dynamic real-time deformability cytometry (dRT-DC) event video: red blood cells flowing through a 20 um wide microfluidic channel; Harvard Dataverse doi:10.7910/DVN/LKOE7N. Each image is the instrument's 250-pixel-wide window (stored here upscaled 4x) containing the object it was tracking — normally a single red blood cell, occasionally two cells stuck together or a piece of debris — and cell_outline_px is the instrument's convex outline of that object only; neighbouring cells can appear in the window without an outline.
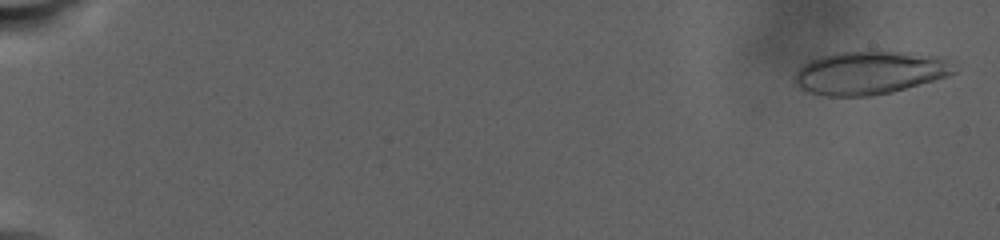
{"species": "human", "species_latin": "Homo sapiens", "temperature_condition": "warm", "stored_images_in_passage": 87, "camera_frame_rate_fps": 3000, "um_per_image_px": 0.085, "donor": {"sex": "male"}, "frame": {"image": 1, "passage_image": 3, "time_ms": 0.667, "image_size_px": [1000, 240], "cell_outline_px": [[956, 72], [948, 76], [892, 92], [872, 96], [828, 96], [812, 92], [800, 88], [796, 84], [796, 72], [808, 60], [820, 56], [836, 52], [876, 48], [940, 56]], "centroid_in_image_um": [73.91, 6.13], "position_along_channel_um": 11.1, "area_um2": 40.63}}
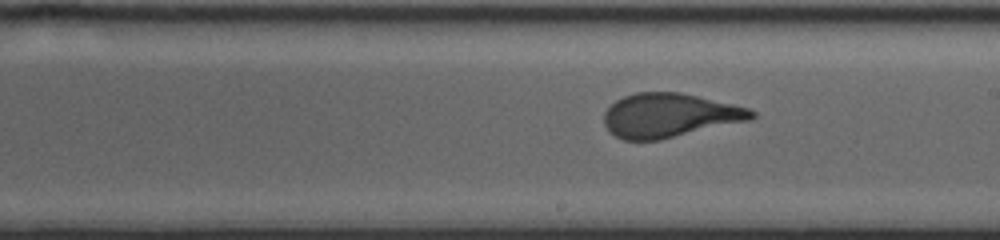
{"frame": {"image": 2, "passage_image": 55, "time_ms": 19.0, "image_size_px": [1000, 240], "cell_outline_px": [[756, 116], [748, 120], [660, 140], [624, 140], [608, 132], [604, 124], [604, 112], [616, 100], [624, 96], [636, 92], [680, 92], [732, 104], [748, 108], [756, 112]], "centroid_in_image_um": [56.86, 9.81], "position_along_channel_um": 232.1, "area_um2": 37.63}}
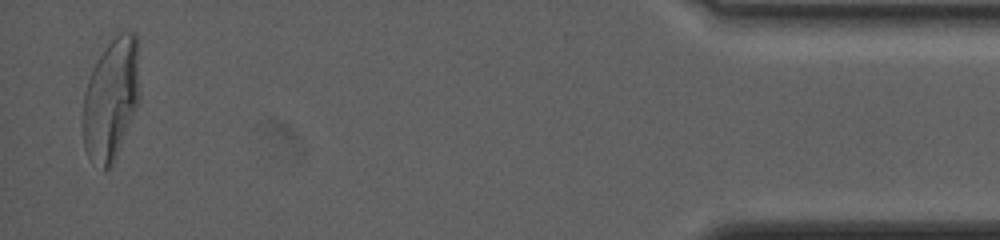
{"frame": {"image": 3, "passage_image": 85, "time_ms": 30.333, "image_size_px": [1000, 240], "cell_outline_px": [[140, 96], [116, 156], [112, 164], [104, 172], [88, 156], [84, 148], [84, 92], [92, 68], [108, 44], [120, 32], [136, 32]], "centroid_in_image_um": [9.44, 8.42], "position_along_channel_um": 425.8, "area_um2": 39.59}, "authors_computed_cell_mechanics": {"area_um2": 38.3214, "velocity_mm_per_s": 2.3175, "shape_relaxation_time_tau1_ms": 9.2985, "shape_relaxation_time_tau2_ms": null, "deformation_change_tau1": 0.263, "deformation_change_tau2": null}}